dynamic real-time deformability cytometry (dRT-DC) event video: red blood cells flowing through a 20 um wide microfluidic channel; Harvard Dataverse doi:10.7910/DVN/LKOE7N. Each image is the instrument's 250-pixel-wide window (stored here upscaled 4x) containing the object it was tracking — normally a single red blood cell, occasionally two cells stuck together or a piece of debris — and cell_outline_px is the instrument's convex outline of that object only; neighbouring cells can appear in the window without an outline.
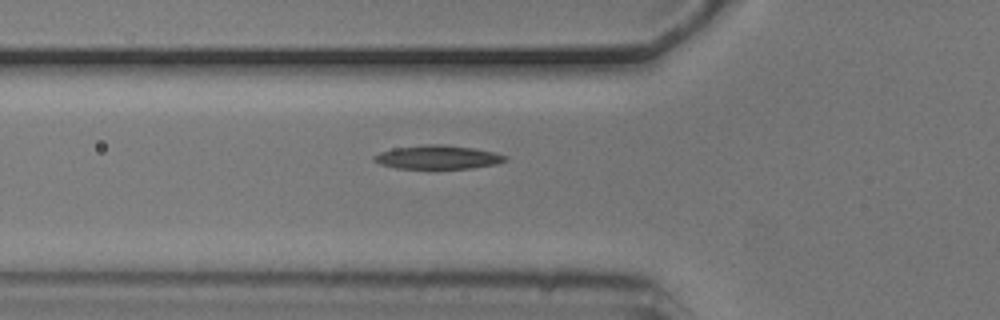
{"species": "common noctule bat (a hibernating species)", "species_latin": "Nyctalus noctula", "temperature_condition": "cold", "stored_images_in_passage": 3, "camera_frame_rate_fps": 3000, "um_per_image_px": 0.085, "animal": {"sex": "male", "body_mass_g": 20.5, "forearm_length_mm": 52.5}, "frame": {"image": 1, "passage_image": 3, "time_ms": 0.667, "image_size_px": [1000, 320], "cell_outline_px": [[508, 160], [496, 164], [472, 168], [396, 168], [380, 164], [372, 160], [372, 156], [380, 152], [392, 148], [428, 144], [444, 144], [472, 148], [496, 152], [508, 156]], "centroid_in_image_um": [37.21, 13.35], "position_along_channel_um": 88.6, "area_um2": 18.21}}